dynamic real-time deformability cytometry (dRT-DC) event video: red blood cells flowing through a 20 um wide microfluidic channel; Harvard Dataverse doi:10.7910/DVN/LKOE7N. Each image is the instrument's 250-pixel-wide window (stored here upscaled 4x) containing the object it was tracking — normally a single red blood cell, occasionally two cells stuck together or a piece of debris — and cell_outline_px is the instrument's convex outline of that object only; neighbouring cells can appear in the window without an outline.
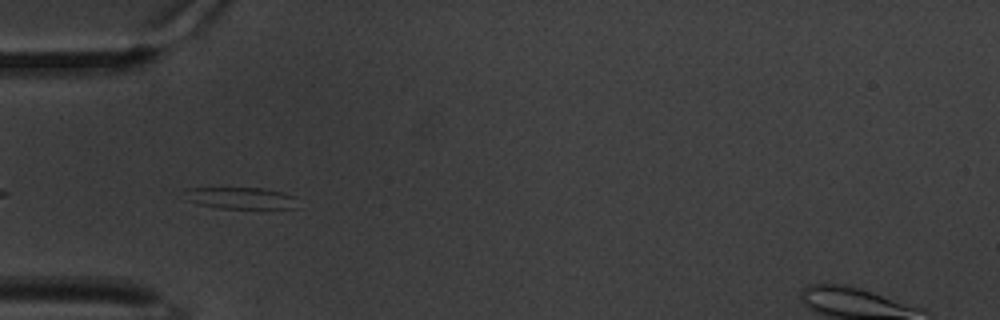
{"species": "common noctule bat (a hibernating species)", "species_latin": "Nyctalus noctula", "temperature_condition": "warm", "stored_images_in_passage": 44, "camera_frame_rate_fps": 3000, "um_per_image_px": 0.085, "animal": {"sex": "male", "body_mass_g": 20.1, "forearm_length_mm": 53.5}, "frame": {"image": 1, "passage_image": 3, "time_ms": 0.667, "image_size_px": [1000, 320], "cell_outline_px": [[296, 208], [220, 208], [200, 204], [188, 200], [184, 188], [260, 188], [280, 192], [292, 196]], "centroid_in_image_um": [20.4, 16.83], "position_along_channel_um": 64.6, "area_um2": 13.76}}
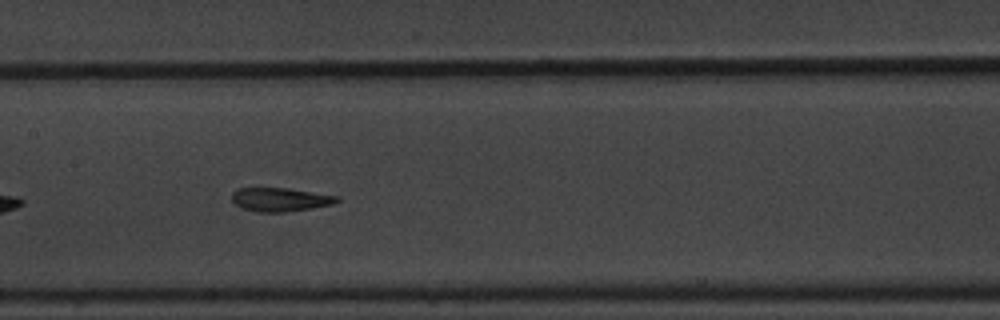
{"frame": {"image": 2, "passage_image": 14, "time_ms": 4.333, "image_size_px": [1000, 320], "cell_outline_px": [[340, 200], [332, 204], [284, 212], [256, 212], [240, 208], [232, 200], [232, 192], [240, 188], [288, 188], [340, 196]], "centroid_in_image_um": [23.8, 16.95], "position_along_channel_um": 183.6, "area_um2": 14.45}}
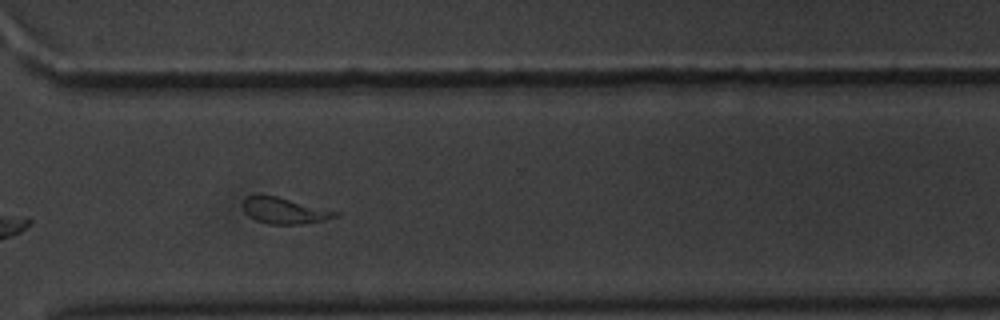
{"frame": {"image": 3, "passage_image": 29, "time_ms": 9.333, "image_size_px": [1000, 320], "cell_outline_px": [[340, 216], [324, 220], [300, 224], [268, 224], [256, 220], [248, 216], [244, 212], [240, 204], [248, 196], [276, 196], [340, 212]], "centroid_in_image_um": [24.16, 17.92], "position_along_channel_um": 346.4, "area_um2": 13.99}, "authors_computed_cell_mechanics": {"area_um2": 14.9413, "velocity_mm_per_s": 3.2619, "shape_relaxation_time_tau1_ms": 9.8306, "shape_relaxation_time_tau2_ms": 2.1215, "deformation_change_tau1": 0.222, "deformation_change_tau2": 0.1118}}